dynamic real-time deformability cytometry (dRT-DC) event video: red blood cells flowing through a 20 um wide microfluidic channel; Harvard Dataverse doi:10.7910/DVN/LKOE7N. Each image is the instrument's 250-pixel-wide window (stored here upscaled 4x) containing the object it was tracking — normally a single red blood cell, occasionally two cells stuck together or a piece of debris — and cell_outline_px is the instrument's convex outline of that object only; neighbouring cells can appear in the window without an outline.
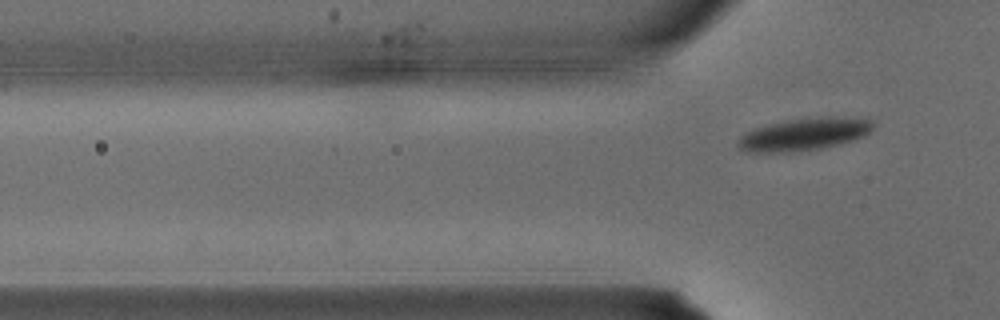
{"species": "common noctule bat (a hibernating species)", "species_latin": "Nyctalus noctula", "temperature_condition": "warm", "stored_images_in_passage": 2, "camera_frame_rate_fps": 3000, "um_per_image_px": 0.085, "animal": {"sex": "male", "body_mass_g": 15.6}, "frame": {"image": 1, "passage_image": 2, "time_ms": 0.333, "image_size_px": [1000, 320], "cell_outline_px": [[872, 128], [864, 136], [840, 144], [820, 148], [788, 152], [756, 152], [740, 148], [736, 144], [740, 136], [756, 128], [788, 120], [828, 116], [832, 116], [872, 120]], "centroid_in_image_um": [68.36, 11.41], "position_along_channel_um": 57.4, "area_um2": 24.85}}